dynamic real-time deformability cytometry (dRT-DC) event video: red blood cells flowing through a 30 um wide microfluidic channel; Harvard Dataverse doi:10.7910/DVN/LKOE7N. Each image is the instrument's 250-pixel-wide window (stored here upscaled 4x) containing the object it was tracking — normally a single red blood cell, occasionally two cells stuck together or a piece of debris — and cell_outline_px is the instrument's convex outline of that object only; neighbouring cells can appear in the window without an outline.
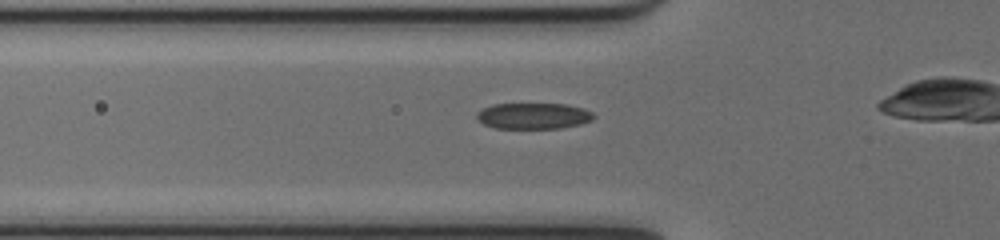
{"species": "common noctule bat (a hibernating species)", "species_latin": "Nyctalus noctula", "temperature_condition": "cold", "stored_images_in_passage": 32, "camera_frame_rate_fps": 3000, "um_per_image_px": 0.085, "animal": {"sex": "female", "body_mass_g": 17.0, "forearm_length_mm": 48.0}, "frame": {"image": 1, "passage_image": 8, "time_ms": 2.333, "image_size_px": [1000, 240], "cell_outline_px": [[596, 116], [592, 120], [580, 124], [560, 128], [496, 128], [484, 124], [476, 116], [484, 108], [492, 104], [564, 104], [584, 108], [592, 112]], "centroid_in_image_um": [45.39, 9.85], "position_along_channel_um": 80.4, "area_um2": 17.57}}
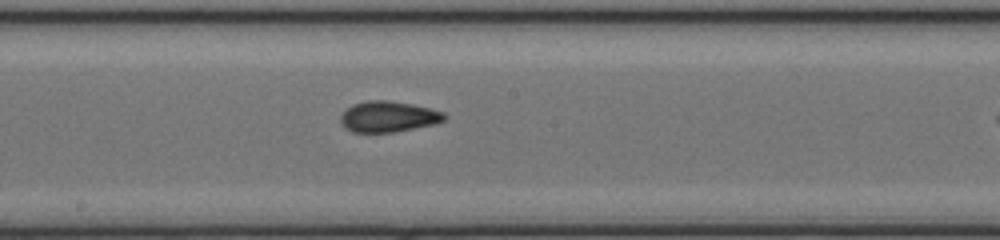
{"frame": {"image": 2, "passage_image": 18, "time_ms": 5.667, "image_size_px": [1000, 240], "cell_outline_px": [[448, 116], [444, 120], [436, 124], [392, 132], [352, 132], [344, 128], [340, 124], [340, 116], [352, 104], [368, 100], [388, 100], [412, 104], [444, 112]], "centroid_in_image_um": [32.99, 9.91], "position_along_channel_um": 215.2, "area_um2": 18.73}}
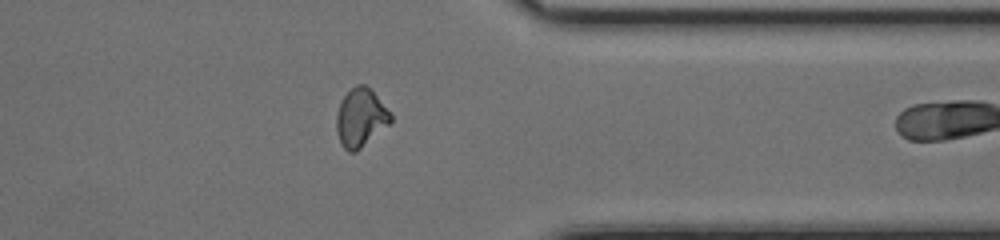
{"frame": {"image": 3, "passage_image": 31, "time_ms": 10.0, "image_size_px": [1000, 240], "cell_outline_px": [[392, 120], [388, 124], [356, 152], [348, 152], [340, 144], [336, 132], [336, 116], [340, 100], [356, 84], [364, 84], [392, 112]], "centroid_in_image_um": [30.63, 10.02], "position_along_channel_um": 380.8, "area_um2": 18.32}}